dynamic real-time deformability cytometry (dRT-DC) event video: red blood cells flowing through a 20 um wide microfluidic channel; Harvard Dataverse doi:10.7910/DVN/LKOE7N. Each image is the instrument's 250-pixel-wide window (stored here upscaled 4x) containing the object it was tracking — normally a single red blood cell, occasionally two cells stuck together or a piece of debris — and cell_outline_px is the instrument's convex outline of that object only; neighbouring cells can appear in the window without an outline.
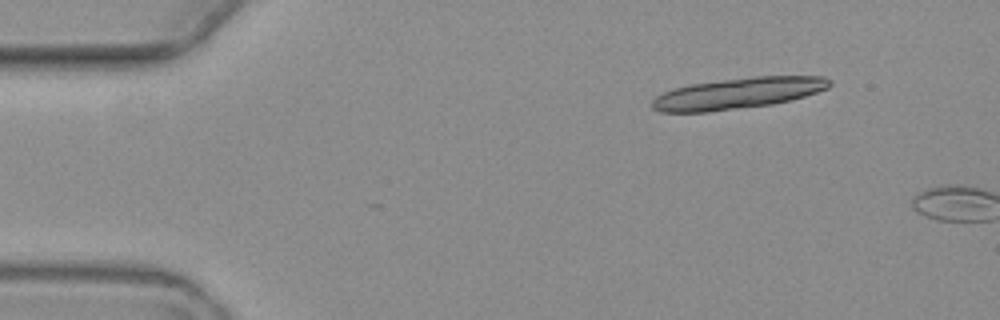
{"species": "common noctule bat (a hibernating species)", "species_latin": "Nyctalus noctula", "temperature_condition": "warm", "stored_images_in_passage": 2, "camera_frame_rate_fps": 3000, "um_per_image_px": 0.085, "animal": {"sex": "female", "body_mass_g": 19.3, "forearm_length_mm": 54.1}, "frame": {"image": 1, "passage_image": 1, "time_ms": 0.0, "image_size_px": [1000, 320], "cell_outline_px": [[832, 84], [828, 88], [792, 100], [772, 104], [704, 112], [660, 112], [652, 108], [652, 100], [656, 96], [664, 92], [676, 88], [692, 84], [752, 76], [824, 76], [832, 80]], "centroid_in_image_um": [62.76, 7.92], "position_along_channel_um": 22.2, "area_um2": 31.96}}